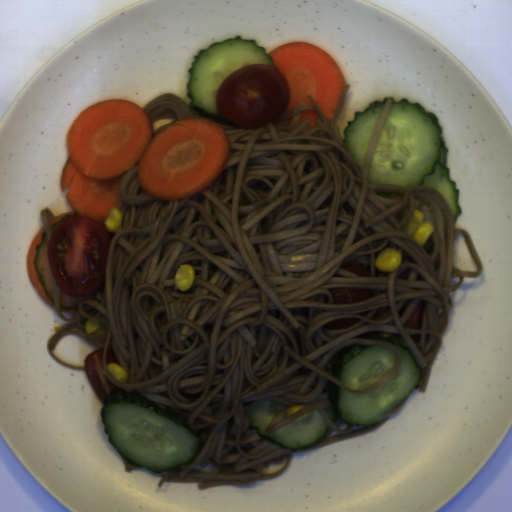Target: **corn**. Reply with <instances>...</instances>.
<instances>
[{"label": "corn", "mask_w": 512, "mask_h": 512, "mask_svg": "<svg viewBox=\"0 0 512 512\" xmlns=\"http://www.w3.org/2000/svg\"><path fill=\"white\" fill-rule=\"evenodd\" d=\"M123 223V214L116 208H111L104 226L109 233L117 232Z\"/></svg>", "instance_id": "cfcad685"}, {"label": "corn", "mask_w": 512, "mask_h": 512, "mask_svg": "<svg viewBox=\"0 0 512 512\" xmlns=\"http://www.w3.org/2000/svg\"><path fill=\"white\" fill-rule=\"evenodd\" d=\"M402 255L399 250L394 248H384L378 253L374 260V266L384 272H392L399 267Z\"/></svg>", "instance_id": "f1292c28"}, {"label": "corn", "mask_w": 512, "mask_h": 512, "mask_svg": "<svg viewBox=\"0 0 512 512\" xmlns=\"http://www.w3.org/2000/svg\"><path fill=\"white\" fill-rule=\"evenodd\" d=\"M66 325H57V326H54V330L56 331V333L61 330L63 327H65Z\"/></svg>", "instance_id": "6a14855c"}, {"label": "corn", "mask_w": 512, "mask_h": 512, "mask_svg": "<svg viewBox=\"0 0 512 512\" xmlns=\"http://www.w3.org/2000/svg\"><path fill=\"white\" fill-rule=\"evenodd\" d=\"M102 325H103V322L87 319L85 321L84 327H85L86 333L91 334V333H95L96 331L101 329Z\"/></svg>", "instance_id": "79e197a2"}, {"label": "corn", "mask_w": 512, "mask_h": 512, "mask_svg": "<svg viewBox=\"0 0 512 512\" xmlns=\"http://www.w3.org/2000/svg\"><path fill=\"white\" fill-rule=\"evenodd\" d=\"M107 371L109 375L116 381L121 383H127L128 381V373L127 370L123 367H120L116 363H108Z\"/></svg>", "instance_id": "2b8c4276"}, {"label": "corn", "mask_w": 512, "mask_h": 512, "mask_svg": "<svg viewBox=\"0 0 512 512\" xmlns=\"http://www.w3.org/2000/svg\"><path fill=\"white\" fill-rule=\"evenodd\" d=\"M305 405L306 404H296L294 406H291V407L287 408L286 416L295 413L296 411H298L301 408H303Z\"/></svg>", "instance_id": "30e3d8cc"}, {"label": "corn", "mask_w": 512, "mask_h": 512, "mask_svg": "<svg viewBox=\"0 0 512 512\" xmlns=\"http://www.w3.org/2000/svg\"><path fill=\"white\" fill-rule=\"evenodd\" d=\"M195 281V270L192 265L183 264L177 267L174 283L181 291H185L192 286Z\"/></svg>", "instance_id": "5cfa1b94"}, {"label": "corn", "mask_w": 512, "mask_h": 512, "mask_svg": "<svg viewBox=\"0 0 512 512\" xmlns=\"http://www.w3.org/2000/svg\"><path fill=\"white\" fill-rule=\"evenodd\" d=\"M434 229L433 223L424 222L421 210L414 209L412 216L401 230L412 237L419 246H423Z\"/></svg>", "instance_id": "51d56268"}]
</instances>
